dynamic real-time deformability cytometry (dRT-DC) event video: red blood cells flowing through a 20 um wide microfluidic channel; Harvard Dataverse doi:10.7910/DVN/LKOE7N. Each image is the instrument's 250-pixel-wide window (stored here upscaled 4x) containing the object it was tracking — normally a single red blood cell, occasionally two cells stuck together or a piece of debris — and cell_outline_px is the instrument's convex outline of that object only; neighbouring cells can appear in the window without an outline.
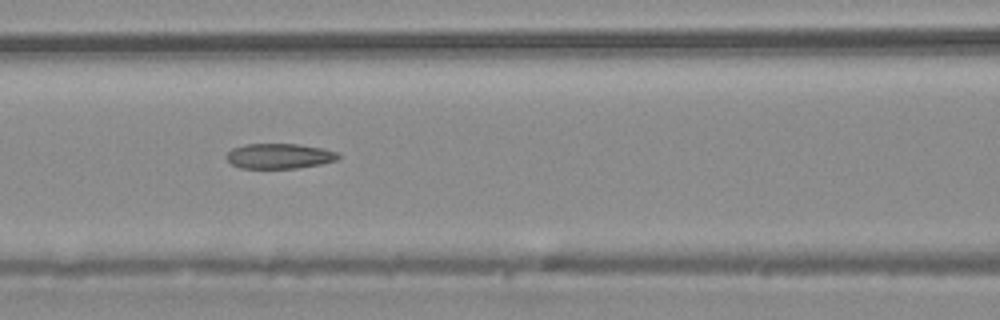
{"species": "common noctule bat (a hibernating species)", "species_latin": "Nyctalus noctula", "temperature_condition": "warm", "stored_images_in_passage": 43, "camera_frame_rate_fps": 3000, "um_per_image_px": 0.085, "animal": {"sex": "male", "body_mass_g": 20.4}, "frame": {"image": 1, "passage_image": 19, "time_ms": 6.0, "image_size_px": [1000, 320], "cell_outline_px": [[340, 156], [336, 160], [320, 164], [296, 168], [240, 168], [232, 164], [224, 156], [232, 148], [244, 144], [296, 144], [320, 148], [336, 152]], "centroid_in_image_um": [23.69, 13.26], "position_along_channel_um": 142.9, "area_um2": 16.24}}
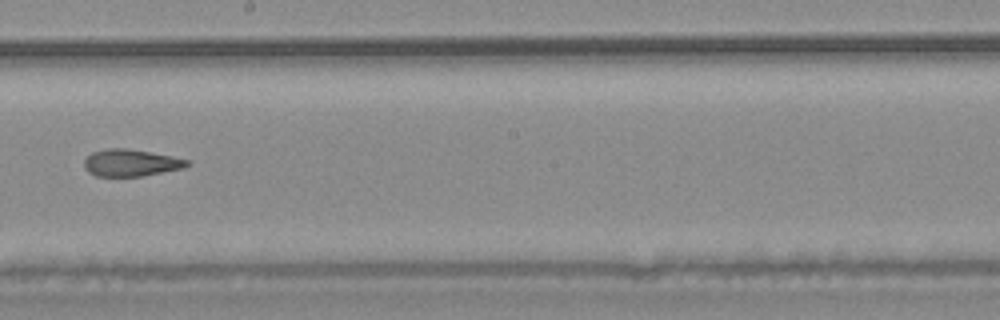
{"frame": {"image": 2, "passage_image": 25, "time_ms": 8.0, "image_size_px": [1000, 320], "cell_outline_px": [[188, 164], [184, 168], [140, 176], [96, 176], [88, 172], [84, 168], [84, 160], [92, 152], [108, 148], [128, 148], [188, 160]], "centroid_in_image_um": [11.05, 13.84], "position_along_channel_um": 237.1, "area_um2": 15.9}}